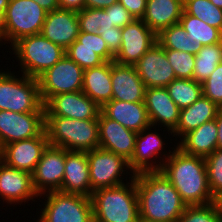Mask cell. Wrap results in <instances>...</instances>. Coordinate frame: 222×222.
<instances>
[{"label": "cell", "mask_w": 222, "mask_h": 222, "mask_svg": "<svg viewBox=\"0 0 222 222\" xmlns=\"http://www.w3.org/2000/svg\"><path fill=\"white\" fill-rule=\"evenodd\" d=\"M139 217L147 222H178L187 207L161 171L135 174Z\"/></svg>", "instance_id": "1"}, {"label": "cell", "mask_w": 222, "mask_h": 222, "mask_svg": "<svg viewBox=\"0 0 222 222\" xmlns=\"http://www.w3.org/2000/svg\"><path fill=\"white\" fill-rule=\"evenodd\" d=\"M161 173L170 181L186 206L215 202L209 185L205 159L183 152L174 145Z\"/></svg>", "instance_id": "2"}, {"label": "cell", "mask_w": 222, "mask_h": 222, "mask_svg": "<svg viewBox=\"0 0 222 222\" xmlns=\"http://www.w3.org/2000/svg\"><path fill=\"white\" fill-rule=\"evenodd\" d=\"M129 182L101 188L91 196L93 222H139V203L135 177Z\"/></svg>", "instance_id": "3"}, {"label": "cell", "mask_w": 222, "mask_h": 222, "mask_svg": "<svg viewBox=\"0 0 222 222\" xmlns=\"http://www.w3.org/2000/svg\"><path fill=\"white\" fill-rule=\"evenodd\" d=\"M45 131L50 145L68 151L87 152L99 147L98 117L77 120L45 116Z\"/></svg>", "instance_id": "4"}, {"label": "cell", "mask_w": 222, "mask_h": 222, "mask_svg": "<svg viewBox=\"0 0 222 222\" xmlns=\"http://www.w3.org/2000/svg\"><path fill=\"white\" fill-rule=\"evenodd\" d=\"M7 51L18 61L20 74L38 78L54 66L64 55L65 49L46 39L41 33L20 38Z\"/></svg>", "instance_id": "5"}, {"label": "cell", "mask_w": 222, "mask_h": 222, "mask_svg": "<svg viewBox=\"0 0 222 222\" xmlns=\"http://www.w3.org/2000/svg\"><path fill=\"white\" fill-rule=\"evenodd\" d=\"M15 74L11 68L10 71L0 69V110L17 113L45 112L38 79Z\"/></svg>", "instance_id": "6"}, {"label": "cell", "mask_w": 222, "mask_h": 222, "mask_svg": "<svg viewBox=\"0 0 222 222\" xmlns=\"http://www.w3.org/2000/svg\"><path fill=\"white\" fill-rule=\"evenodd\" d=\"M42 196L44 208L36 222H93L90 197L61 191L42 194L39 199Z\"/></svg>", "instance_id": "7"}, {"label": "cell", "mask_w": 222, "mask_h": 222, "mask_svg": "<svg viewBox=\"0 0 222 222\" xmlns=\"http://www.w3.org/2000/svg\"><path fill=\"white\" fill-rule=\"evenodd\" d=\"M47 11L34 0H9L6 8V43L10 47L20 38L40 34Z\"/></svg>", "instance_id": "8"}, {"label": "cell", "mask_w": 222, "mask_h": 222, "mask_svg": "<svg viewBox=\"0 0 222 222\" xmlns=\"http://www.w3.org/2000/svg\"><path fill=\"white\" fill-rule=\"evenodd\" d=\"M86 154L92 193L101 188L116 187L127 183V177H125L126 180H123L125 179L123 175L135 177V173L129 166V161L111 151L98 147L87 151Z\"/></svg>", "instance_id": "9"}, {"label": "cell", "mask_w": 222, "mask_h": 222, "mask_svg": "<svg viewBox=\"0 0 222 222\" xmlns=\"http://www.w3.org/2000/svg\"><path fill=\"white\" fill-rule=\"evenodd\" d=\"M83 75L84 69L65 54L37 78L43 104L54 95L82 91Z\"/></svg>", "instance_id": "10"}, {"label": "cell", "mask_w": 222, "mask_h": 222, "mask_svg": "<svg viewBox=\"0 0 222 222\" xmlns=\"http://www.w3.org/2000/svg\"><path fill=\"white\" fill-rule=\"evenodd\" d=\"M152 128H155V131L151 130ZM156 130V126L150 125L136 135L135 151L129 161V166L135 174L161 171L164 162L173 152L174 147L168 153L163 151L168 143H164L166 140H163Z\"/></svg>", "instance_id": "11"}, {"label": "cell", "mask_w": 222, "mask_h": 222, "mask_svg": "<svg viewBox=\"0 0 222 222\" xmlns=\"http://www.w3.org/2000/svg\"><path fill=\"white\" fill-rule=\"evenodd\" d=\"M44 131L45 112L0 110V149L6 144L39 136Z\"/></svg>", "instance_id": "12"}, {"label": "cell", "mask_w": 222, "mask_h": 222, "mask_svg": "<svg viewBox=\"0 0 222 222\" xmlns=\"http://www.w3.org/2000/svg\"><path fill=\"white\" fill-rule=\"evenodd\" d=\"M66 150L48 144L33 173L32 182L36 193L60 191L65 169Z\"/></svg>", "instance_id": "13"}, {"label": "cell", "mask_w": 222, "mask_h": 222, "mask_svg": "<svg viewBox=\"0 0 222 222\" xmlns=\"http://www.w3.org/2000/svg\"><path fill=\"white\" fill-rule=\"evenodd\" d=\"M121 47L114 62L121 65H134L156 43V34L143 22L134 19L121 28Z\"/></svg>", "instance_id": "14"}, {"label": "cell", "mask_w": 222, "mask_h": 222, "mask_svg": "<svg viewBox=\"0 0 222 222\" xmlns=\"http://www.w3.org/2000/svg\"><path fill=\"white\" fill-rule=\"evenodd\" d=\"M48 144L44 131L34 138L4 145L0 149V160L10 167L32 174Z\"/></svg>", "instance_id": "15"}, {"label": "cell", "mask_w": 222, "mask_h": 222, "mask_svg": "<svg viewBox=\"0 0 222 222\" xmlns=\"http://www.w3.org/2000/svg\"><path fill=\"white\" fill-rule=\"evenodd\" d=\"M44 107L45 116H62L77 120L96 119L101 109L83 91L54 95Z\"/></svg>", "instance_id": "16"}, {"label": "cell", "mask_w": 222, "mask_h": 222, "mask_svg": "<svg viewBox=\"0 0 222 222\" xmlns=\"http://www.w3.org/2000/svg\"><path fill=\"white\" fill-rule=\"evenodd\" d=\"M134 66L146 88H166L170 82L176 79L174 69L165 54V49L157 42L152 45Z\"/></svg>", "instance_id": "17"}, {"label": "cell", "mask_w": 222, "mask_h": 222, "mask_svg": "<svg viewBox=\"0 0 222 222\" xmlns=\"http://www.w3.org/2000/svg\"><path fill=\"white\" fill-rule=\"evenodd\" d=\"M144 104L147 109L151 125L164 127L170 137L176 129L180 109L169 96L165 87H150L145 89ZM167 128V129H166Z\"/></svg>", "instance_id": "18"}, {"label": "cell", "mask_w": 222, "mask_h": 222, "mask_svg": "<svg viewBox=\"0 0 222 222\" xmlns=\"http://www.w3.org/2000/svg\"><path fill=\"white\" fill-rule=\"evenodd\" d=\"M38 197L33 186L32 174L10 167L0 160V199L3 203L5 201L10 206L15 203L13 207L17 204L21 206L23 202H35L34 199Z\"/></svg>", "instance_id": "19"}, {"label": "cell", "mask_w": 222, "mask_h": 222, "mask_svg": "<svg viewBox=\"0 0 222 222\" xmlns=\"http://www.w3.org/2000/svg\"><path fill=\"white\" fill-rule=\"evenodd\" d=\"M98 123L99 147L130 161L135 151L137 132L107 118L101 111L98 115Z\"/></svg>", "instance_id": "20"}, {"label": "cell", "mask_w": 222, "mask_h": 222, "mask_svg": "<svg viewBox=\"0 0 222 222\" xmlns=\"http://www.w3.org/2000/svg\"><path fill=\"white\" fill-rule=\"evenodd\" d=\"M79 32L77 12L57 9L47 12L41 34L66 50L77 39Z\"/></svg>", "instance_id": "21"}, {"label": "cell", "mask_w": 222, "mask_h": 222, "mask_svg": "<svg viewBox=\"0 0 222 222\" xmlns=\"http://www.w3.org/2000/svg\"><path fill=\"white\" fill-rule=\"evenodd\" d=\"M112 100L144 102L145 85L134 65L111 61Z\"/></svg>", "instance_id": "22"}, {"label": "cell", "mask_w": 222, "mask_h": 222, "mask_svg": "<svg viewBox=\"0 0 222 222\" xmlns=\"http://www.w3.org/2000/svg\"><path fill=\"white\" fill-rule=\"evenodd\" d=\"M60 191L91 196L90 171L86 152L66 150L64 176Z\"/></svg>", "instance_id": "23"}, {"label": "cell", "mask_w": 222, "mask_h": 222, "mask_svg": "<svg viewBox=\"0 0 222 222\" xmlns=\"http://www.w3.org/2000/svg\"><path fill=\"white\" fill-rule=\"evenodd\" d=\"M100 111L107 118L137 133L151 125L144 102L111 100L106 102Z\"/></svg>", "instance_id": "24"}, {"label": "cell", "mask_w": 222, "mask_h": 222, "mask_svg": "<svg viewBox=\"0 0 222 222\" xmlns=\"http://www.w3.org/2000/svg\"><path fill=\"white\" fill-rule=\"evenodd\" d=\"M183 0H147L143 22L158 35L167 27L179 23Z\"/></svg>", "instance_id": "25"}, {"label": "cell", "mask_w": 222, "mask_h": 222, "mask_svg": "<svg viewBox=\"0 0 222 222\" xmlns=\"http://www.w3.org/2000/svg\"><path fill=\"white\" fill-rule=\"evenodd\" d=\"M217 131L216 120L213 119L185 134L175 144L187 154L206 158L217 149Z\"/></svg>", "instance_id": "26"}, {"label": "cell", "mask_w": 222, "mask_h": 222, "mask_svg": "<svg viewBox=\"0 0 222 222\" xmlns=\"http://www.w3.org/2000/svg\"><path fill=\"white\" fill-rule=\"evenodd\" d=\"M219 106L203 95L192 105L181 109L180 118L173 136L178 141L187 133L197 129L205 122L216 118ZM178 135V136H177Z\"/></svg>", "instance_id": "27"}, {"label": "cell", "mask_w": 222, "mask_h": 222, "mask_svg": "<svg viewBox=\"0 0 222 222\" xmlns=\"http://www.w3.org/2000/svg\"><path fill=\"white\" fill-rule=\"evenodd\" d=\"M82 91L99 107L112 100L111 61L84 69Z\"/></svg>", "instance_id": "28"}, {"label": "cell", "mask_w": 222, "mask_h": 222, "mask_svg": "<svg viewBox=\"0 0 222 222\" xmlns=\"http://www.w3.org/2000/svg\"><path fill=\"white\" fill-rule=\"evenodd\" d=\"M179 23L186 31L189 39L195 40L200 47L222 42L221 30L208 25L197 17L187 14L184 10Z\"/></svg>", "instance_id": "29"}, {"label": "cell", "mask_w": 222, "mask_h": 222, "mask_svg": "<svg viewBox=\"0 0 222 222\" xmlns=\"http://www.w3.org/2000/svg\"><path fill=\"white\" fill-rule=\"evenodd\" d=\"M157 43L164 49H174L196 55L200 46L189 39L180 23L171 25L156 35Z\"/></svg>", "instance_id": "30"}, {"label": "cell", "mask_w": 222, "mask_h": 222, "mask_svg": "<svg viewBox=\"0 0 222 222\" xmlns=\"http://www.w3.org/2000/svg\"><path fill=\"white\" fill-rule=\"evenodd\" d=\"M222 63V42L200 47L195 55V67L192 79L202 83Z\"/></svg>", "instance_id": "31"}, {"label": "cell", "mask_w": 222, "mask_h": 222, "mask_svg": "<svg viewBox=\"0 0 222 222\" xmlns=\"http://www.w3.org/2000/svg\"><path fill=\"white\" fill-rule=\"evenodd\" d=\"M166 88L180 110L192 105L203 95L202 83L193 79L176 78Z\"/></svg>", "instance_id": "32"}, {"label": "cell", "mask_w": 222, "mask_h": 222, "mask_svg": "<svg viewBox=\"0 0 222 222\" xmlns=\"http://www.w3.org/2000/svg\"><path fill=\"white\" fill-rule=\"evenodd\" d=\"M183 10L222 31V9L210 0H183Z\"/></svg>", "instance_id": "33"}, {"label": "cell", "mask_w": 222, "mask_h": 222, "mask_svg": "<svg viewBox=\"0 0 222 222\" xmlns=\"http://www.w3.org/2000/svg\"><path fill=\"white\" fill-rule=\"evenodd\" d=\"M178 222H222L216 202L205 205L187 206Z\"/></svg>", "instance_id": "34"}, {"label": "cell", "mask_w": 222, "mask_h": 222, "mask_svg": "<svg viewBox=\"0 0 222 222\" xmlns=\"http://www.w3.org/2000/svg\"><path fill=\"white\" fill-rule=\"evenodd\" d=\"M169 63L177 79H192L195 67V55L174 49H165Z\"/></svg>", "instance_id": "35"}, {"label": "cell", "mask_w": 222, "mask_h": 222, "mask_svg": "<svg viewBox=\"0 0 222 222\" xmlns=\"http://www.w3.org/2000/svg\"><path fill=\"white\" fill-rule=\"evenodd\" d=\"M205 159L208 185L215 199L222 195V149H216Z\"/></svg>", "instance_id": "36"}, {"label": "cell", "mask_w": 222, "mask_h": 222, "mask_svg": "<svg viewBox=\"0 0 222 222\" xmlns=\"http://www.w3.org/2000/svg\"><path fill=\"white\" fill-rule=\"evenodd\" d=\"M65 54L82 69L96 67L105 62L92 48L79 47L77 39L65 50Z\"/></svg>", "instance_id": "37"}, {"label": "cell", "mask_w": 222, "mask_h": 222, "mask_svg": "<svg viewBox=\"0 0 222 222\" xmlns=\"http://www.w3.org/2000/svg\"><path fill=\"white\" fill-rule=\"evenodd\" d=\"M203 96L222 107V63L202 82Z\"/></svg>", "instance_id": "38"}, {"label": "cell", "mask_w": 222, "mask_h": 222, "mask_svg": "<svg viewBox=\"0 0 222 222\" xmlns=\"http://www.w3.org/2000/svg\"><path fill=\"white\" fill-rule=\"evenodd\" d=\"M79 47H89L105 62L114 61L115 56L109 51L105 40L97 33L79 32Z\"/></svg>", "instance_id": "39"}, {"label": "cell", "mask_w": 222, "mask_h": 222, "mask_svg": "<svg viewBox=\"0 0 222 222\" xmlns=\"http://www.w3.org/2000/svg\"><path fill=\"white\" fill-rule=\"evenodd\" d=\"M104 10L108 13L109 25L123 28L134 20V17L119 1Z\"/></svg>", "instance_id": "40"}, {"label": "cell", "mask_w": 222, "mask_h": 222, "mask_svg": "<svg viewBox=\"0 0 222 222\" xmlns=\"http://www.w3.org/2000/svg\"><path fill=\"white\" fill-rule=\"evenodd\" d=\"M80 32L97 33L100 28L98 21V8H83L77 12Z\"/></svg>", "instance_id": "41"}, {"label": "cell", "mask_w": 222, "mask_h": 222, "mask_svg": "<svg viewBox=\"0 0 222 222\" xmlns=\"http://www.w3.org/2000/svg\"><path fill=\"white\" fill-rule=\"evenodd\" d=\"M97 34H99L105 40L109 51L115 56L121 47V28L113 27L109 28L108 30L99 29Z\"/></svg>", "instance_id": "42"}, {"label": "cell", "mask_w": 222, "mask_h": 222, "mask_svg": "<svg viewBox=\"0 0 222 222\" xmlns=\"http://www.w3.org/2000/svg\"><path fill=\"white\" fill-rule=\"evenodd\" d=\"M134 17L142 19L146 12L147 0H118Z\"/></svg>", "instance_id": "43"}, {"label": "cell", "mask_w": 222, "mask_h": 222, "mask_svg": "<svg viewBox=\"0 0 222 222\" xmlns=\"http://www.w3.org/2000/svg\"><path fill=\"white\" fill-rule=\"evenodd\" d=\"M59 9L81 11L84 8L85 0H58Z\"/></svg>", "instance_id": "44"}, {"label": "cell", "mask_w": 222, "mask_h": 222, "mask_svg": "<svg viewBox=\"0 0 222 222\" xmlns=\"http://www.w3.org/2000/svg\"><path fill=\"white\" fill-rule=\"evenodd\" d=\"M118 2V0H85V8L104 9Z\"/></svg>", "instance_id": "45"}, {"label": "cell", "mask_w": 222, "mask_h": 222, "mask_svg": "<svg viewBox=\"0 0 222 222\" xmlns=\"http://www.w3.org/2000/svg\"><path fill=\"white\" fill-rule=\"evenodd\" d=\"M98 21L100 28L102 30H108L109 28L115 27L114 25H109L108 13L104 9L98 8Z\"/></svg>", "instance_id": "46"}, {"label": "cell", "mask_w": 222, "mask_h": 222, "mask_svg": "<svg viewBox=\"0 0 222 222\" xmlns=\"http://www.w3.org/2000/svg\"><path fill=\"white\" fill-rule=\"evenodd\" d=\"M218 127L217 131V149H222V107L219 108L215 118Z\"/></svg>", "instance_id": "47"}, {"label": "cell", "mask_w": 222, "mask_h": 222, "mask_svg": "<svg viewBox=\"0 0 222 222\" xmlns=\"http://www.w3.org/2000/svg\"><path fill=\"white\" fill-rule=\"evenodd\" d=\"M34 1H36L47 12L59 9L58 0H34Z\"/></svg>", "instance_id": "48"}, {"label": "cell", "mask_w": 222, "mask_h": 222, "mask_svg": "<svg viewBox=\"0 0 222 222\" xmlns=\"http://www.w3.org/2000/svg\"><path fill=\"white\" fill-rule=\"evenodd\" d=\"M5 13L0 12V47L6 44ZM4 40V41H3Z\"/></svg>", "instance_id": "49"}, {"label": "cell", "mask_w": 222, "mask_h": 222, "mask_svg": "<svg viewBox=\"0 0 222 222\" xmlns=\"http://www.w3.org/2000/svg\"><path fill=\"white\" fill-rule=\"evenodd\" d=\"M9 0H0V12L5 13Z\"/></svg>", "instance_id": "50"}, {"label": "cell", "mask_w": 222, "mask_h": 222, "mask_svg": "<svg viewBox=\"0 0 222 222\" xmlns=\"http://www.w3.org/2000/svg\"><path fill=\"white\" fill-rule=\"evenodd\" d=\"M219 207L220 213H221V217H222V195H220L216 201H215Z\"/></svg>", "instance_id": "51"}, {"label": "cell", "mask_w": 222, "mask_h": 222, "mask_svg": "<svg viewBox=\"0 0 222 222\" xmlns=\"http://www.w3.org/2000/svg\"><path fill=\"white\" fill-rule=\"evenodd\" d=\"M216 7L222 9V0H210Z\"/></svg>", "instance_id": "52"}]
</instances>
